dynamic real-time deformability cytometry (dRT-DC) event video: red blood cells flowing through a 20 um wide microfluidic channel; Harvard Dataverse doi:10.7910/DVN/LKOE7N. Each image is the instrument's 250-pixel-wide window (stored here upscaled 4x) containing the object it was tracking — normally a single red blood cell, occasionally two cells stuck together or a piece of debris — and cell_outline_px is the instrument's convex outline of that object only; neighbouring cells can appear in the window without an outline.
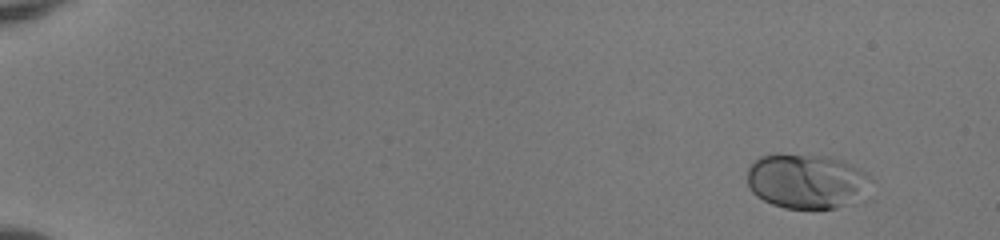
{"species": "human", "species_latin": "Homo sapiens", "temperature_condition": "room temperature", "stored_images_in_passage": 50, "camera_frame_rate_fps": 3000, "um_per_image_px": 0.085, "donor": {"sex": "female"}, "frame": {"image": 1, "passage_image": 1, "time_ms": 0.0, "image_size_px": [1000, 240], "cell_outline_px": [[876, 180], [872, 200], [856, 204], [836, 208], [784, 208], [772, 204], [756, 196], [748, 188], [748, 168], [760, 156], [776, 152], [780, 152], [828, 156], [844, 160], [868, 172]], "centroid_in_image_um": [68.77, 15.41], "position_along_channel_um": 16.2, "area_um2": 41.96}}
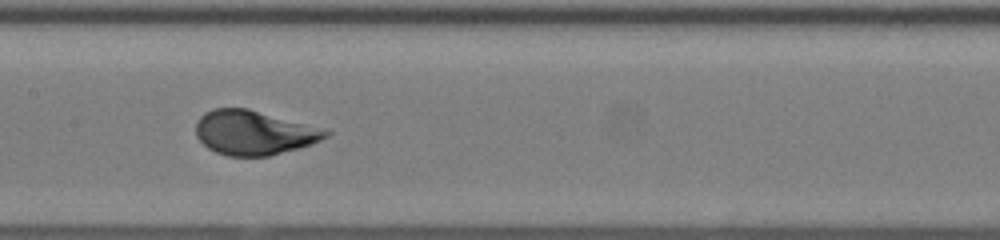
{"frame": {"image": 2, "passage_image": 26, "time_ms": 8.333, "image_size_px": [1000, 240], "cell_outline_px": [[332, 132], [328, 136], [320, 140], [296, 148], [268, 156], [228, 156], [216, 152], [208, 148], [196, 136], [196, 120], [204, 112], [212, 108], [248, 108]], "centroid_in_image_um": [21.49, 11.27], "position_along_channel_um": 185.9, "area_um2": 33.0}}
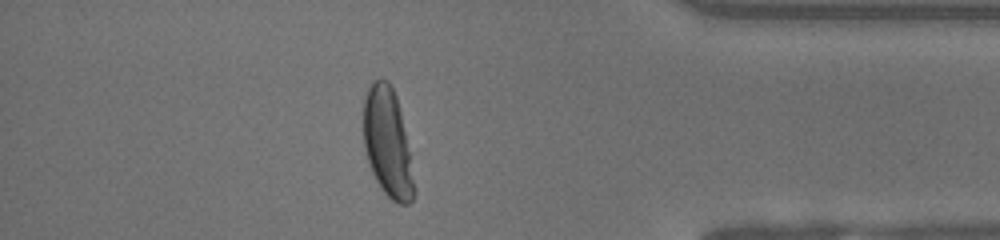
{"frame": {"image": 3, "passage_image": 44, "time_ms": 14.333, "image_size_px": [1000, 240], "cell_outline_px": [[416, 192], [412, 200], [408, 204], [396, 204], [380, 188], [372, 172], [364, 148], [364, 100], [368, 88], [376, 80], [388, 80], [396, 96], [400, 108], [416, 188]], "centroid_in_image_um": [32.96, 12.19], "position_along_channel_um": 402.2, "area_um2": 31.85}}